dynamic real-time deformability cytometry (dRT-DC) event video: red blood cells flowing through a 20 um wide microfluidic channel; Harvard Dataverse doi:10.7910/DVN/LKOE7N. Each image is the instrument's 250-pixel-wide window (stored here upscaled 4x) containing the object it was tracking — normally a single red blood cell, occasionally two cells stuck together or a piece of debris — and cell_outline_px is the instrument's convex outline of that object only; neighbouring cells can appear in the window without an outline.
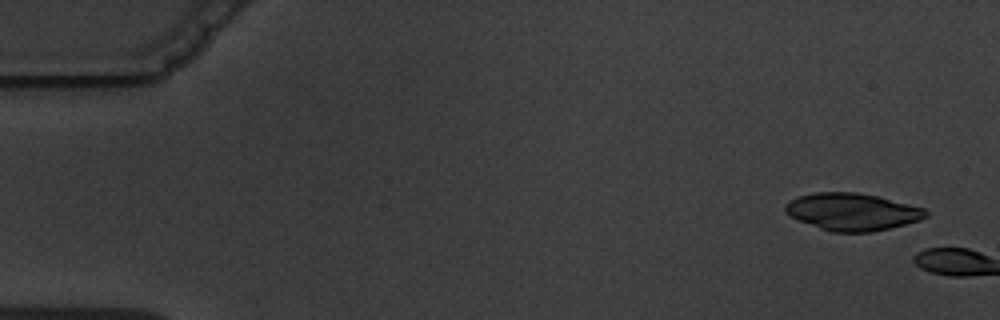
{"species": "common noctule bat (a hibernating species)", "species_latin": "Nyctalus noctula", "temperature_condition": "warm", "stored_images_in_passage": 2, "camera_frame_rate_fps": 3000, "um_per_image_px": 0.085, "animal": {"sex": "male", "body_mass_g": 19.5, "forearm_length_mm": 54.6}, "frame": {"image": 1, "passage_image": 1, "time_ms": 0.0, "image_size_px": [1000, 320], "cell_outline_px": [[928, 216], [920, 220], [872, 232], [832, 232], [820, 228], [800, 220], [784, 212], [784, 204], [800, 196], [816, 192], [856, 192], [880, 196], [924, 208], [928, 212]], "centroid_in_image_um": [72.47, 17.99], "position_along_channel_um": 12.5, "area_um2": 30.35}}